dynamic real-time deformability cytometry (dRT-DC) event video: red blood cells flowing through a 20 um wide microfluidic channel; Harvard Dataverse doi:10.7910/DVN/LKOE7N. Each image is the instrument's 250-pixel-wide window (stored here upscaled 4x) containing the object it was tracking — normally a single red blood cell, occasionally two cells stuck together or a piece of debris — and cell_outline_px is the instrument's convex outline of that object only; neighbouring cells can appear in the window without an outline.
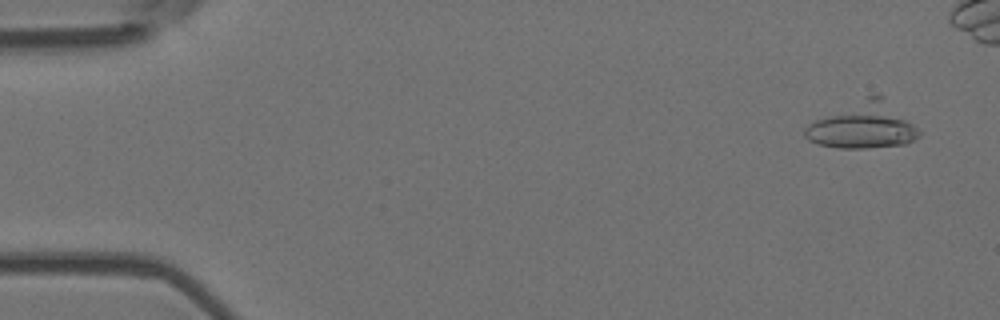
{"species": "Egyptian fruit bat (a non-hibernating species)", "species_latin": "Rousettus aegyptiacus", "temperature_condition": "room temperature", "stored_images_in_passage": 9, "camera_frame_rate_fps": 3000, "um_per_image_px": 0.085, "animal": {"sex": "female"}, "frame": {"image": 1, "passage_image": 2, "time_ms": 0.333, "image_size_px": [1000, 320], "cell_outline_px": [[920, 136], [904, 144], [868, 148], [840, 148], [816, 144], [808, 140], [804, 136], [804, 128], [808, 124], [816, 120], [868, 96], [884, 96], [920, 128]], "centroid_in_image_um": [73.4, 10.7], "position_along_channel_um": 11.6, "area_um2": 30.11}}
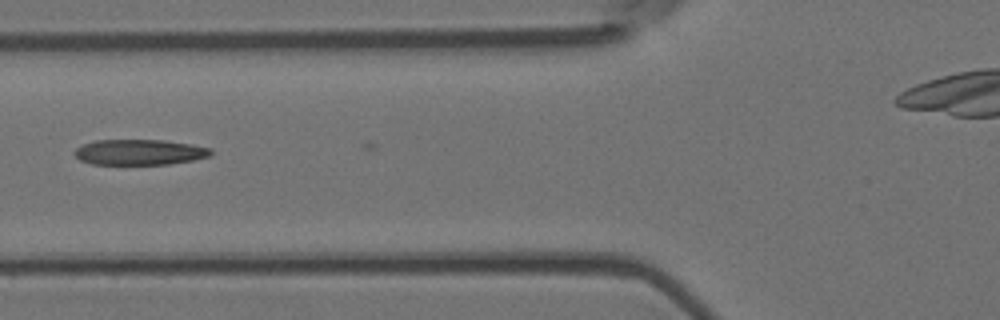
{"frame": {"image": 2, "passage_image": 7, "time_ms": 2.0, "image_size_px": [1000, 320], "cell_outline_px": [[212, 152], [208, 156], [192, 160], [168, 164], [92, 164], [80, 160], [72, 152], [76, 148], [84, 144], [96, 140], [164, 140], [192, 144], [212, 148]], "centroid_in_image_um": [11.85, 12.93], "position_along_channel_um": 114.0, "area_um2": 20.23}}